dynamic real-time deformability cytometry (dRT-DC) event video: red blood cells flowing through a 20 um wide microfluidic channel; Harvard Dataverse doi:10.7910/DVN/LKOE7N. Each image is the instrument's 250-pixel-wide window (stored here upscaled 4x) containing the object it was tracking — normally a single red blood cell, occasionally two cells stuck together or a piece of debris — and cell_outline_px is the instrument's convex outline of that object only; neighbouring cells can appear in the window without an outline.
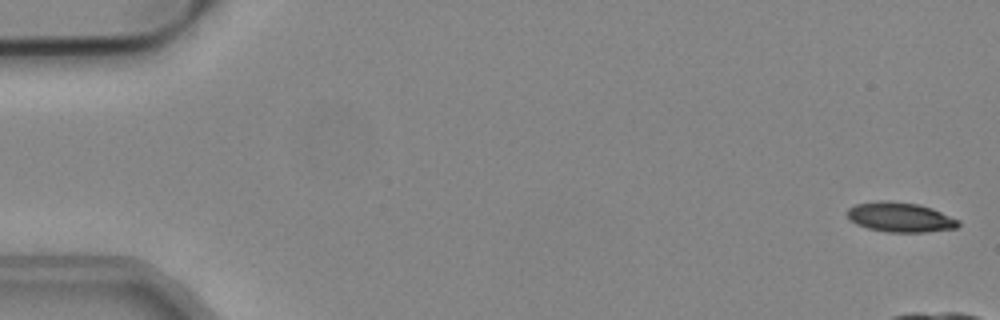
{"species": "common noctule bat (a hibernating species)", "species_latin": "Nyctalus noctula", "temperature_condition": "cold", "stored_images_in_passage": 11, "camera_frame_rate_fps": 3000, "um_per_image_px": 0.085, "animal": {"sex": "male", "body_mass_g": 19.2, "forearm_length_mm": 51.8}, "frame": {"image": 1, "passage_image": 2, "time_ms": 0.333, "image_size_px": [1000, 320], "cell_outline_px": [[960, 224], [956, 228], [924, 232], [888, 232], [868, 228], [856, 224], [848, 216], [848, 208], [856, 204], [880, 200], [884, 200], [920, 204], [932, 208], [960, 220]], "centroid_in_image_um": [76.54, 18.45], "position_along_channel_um": 8.5, "area_um2": 19.19}}